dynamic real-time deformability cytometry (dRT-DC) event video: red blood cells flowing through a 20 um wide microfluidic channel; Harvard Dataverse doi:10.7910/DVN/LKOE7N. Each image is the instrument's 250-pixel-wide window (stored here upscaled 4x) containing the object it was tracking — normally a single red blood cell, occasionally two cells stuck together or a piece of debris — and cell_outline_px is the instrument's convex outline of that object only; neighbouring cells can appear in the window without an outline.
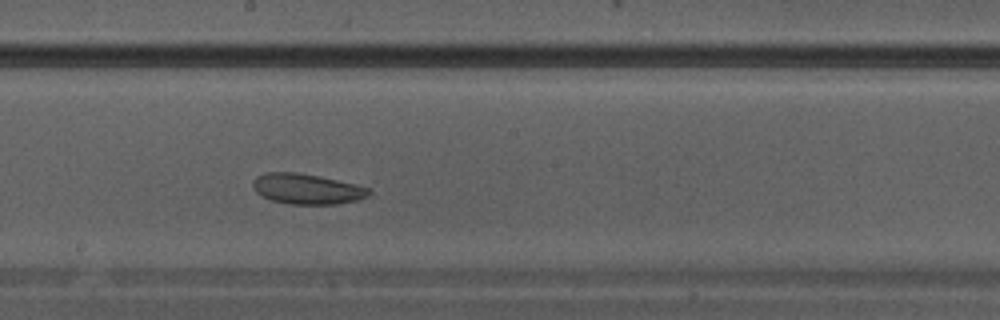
{"species": "Egyptian fruit bat (a non-hibernating species)", "species_latin": "Rousettus aegyptiacus", "temperature_condition": "warm", "stored_images_in_passage": 11, "camera_frame_rate_fps": 3000, "um_per_image_px": 0.085, "animal": {"sex": "male"}, "frame": {"image": 1, "passage_image": 11, "time_ms": 3.333, "image_size_px": [1000, 320], "cell_outline_px": [[372, 192], [368, 196], [356, 200], [336, 204], [288, 204], [272, 200], [256, 192], [252, 184], [252, 180], [256, 176], [264, 172], [296, 172], [320, 176], [356, 184], [368, 188]], "centroid_in_image_um": [26.07, 16.05], "position_along_channel_um": 222.1, "area_um2": 20.58}}